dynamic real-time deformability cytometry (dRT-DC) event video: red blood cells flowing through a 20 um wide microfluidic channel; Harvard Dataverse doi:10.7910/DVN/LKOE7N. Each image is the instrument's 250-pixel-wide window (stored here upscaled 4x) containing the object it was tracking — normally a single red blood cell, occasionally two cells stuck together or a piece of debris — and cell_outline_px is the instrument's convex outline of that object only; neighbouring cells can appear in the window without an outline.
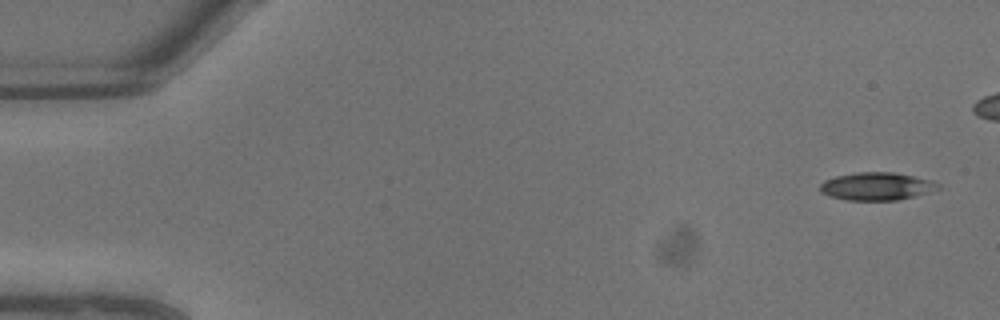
{"species": "common noctule bat (a hibernating species)", "species_latin": "Nyctalus noctula", "temperature_condition": "warm", "stored_images_in_passage": 9, "segment_of_instrument_passage": [1, 2], "camera_frame_rate_fps": 3000, "um_per_image_px": 0.085, "animal": {"sex": "male", "body_mass_g": 13.3}, "frame": {"image": 1, "passage_image": 1, "time_ms": 0.0, "image_size_px": [1000, 320], "cell_outline_px": [[940, 188], [928, 192], [896, 200], [848, 200], [832, 196], [820, 192], [820, 184], [824, 180], [836, 176], [856, 172], [892, 172], [932, 180], [940, 184]], "centroid_in_image_um": [74.5, 15.83], "position_along_channel_um": 10.5, "area_um2": 18.9}}
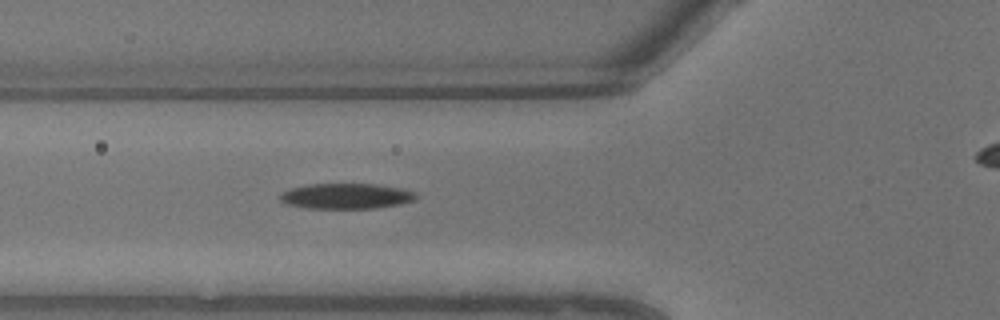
{"frame": {"image": 2, "passage_image": 8, "time_ms": 2.333, "image_size_px": [1000, 320], "cell_outline_px": [[420, 196], [412, 200], [400, 204], [376, 208], [304, 208], [284, 204], [280, 200], [280, 192], [292, 188], [308, 184], [376, 184], [400, 188], [416, 192]], "centroid_in_image_um": [29.4, 16.67], "position_along_channel_um": 96.4, "area_um2": 20.29}}